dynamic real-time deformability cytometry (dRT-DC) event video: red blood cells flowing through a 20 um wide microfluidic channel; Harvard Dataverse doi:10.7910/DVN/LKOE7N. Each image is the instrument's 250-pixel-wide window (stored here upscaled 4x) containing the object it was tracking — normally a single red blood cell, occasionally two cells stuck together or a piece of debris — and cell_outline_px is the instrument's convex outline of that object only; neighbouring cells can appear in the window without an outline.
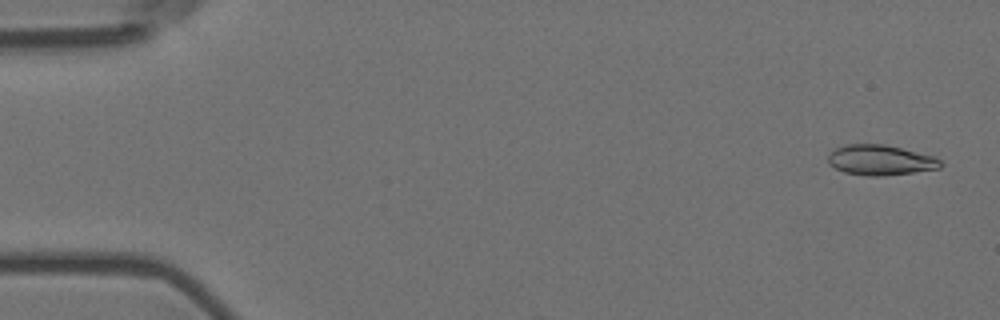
{"species": "Egyptian fruit bat (a non-hibernating species)", "species_latin": "Rousettus aegyptiacus", "temperature_condition": "room temperature", "stored_images_in_passage": 3, "camera_frame_rate_fps": 3000, "um_per_image_px": 0.085, "animal": {"sex": "female"}, "frame": {"image": 1, "passage_image": 1, "time_ms": 0.0, "image_size_px": [1000, 320], "cell_outline_px": [[944, 164], [940, 168], [912, 172], [880, 176], [868, 176], [844, 172], [828, 164], [828, 156], [836, 148], [844, 144], [884, 144], [936, 156]], "centroid_in_image_um": [74.85, 13.6], "position_along_channel_um": 10.2, "area_um2": 19.83}}